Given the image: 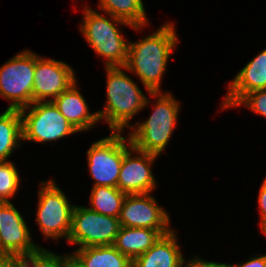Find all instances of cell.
<instances>
[{"label":"cell","mask_w":266,"mask_h":267,"mask_svg":"<svg viewBox=\"0 0 266 267\" xmlns=\"http://www.w3.org/2000/svg\"><path fill=\"white\" fill-rule=\"evenodd\" d=\"M177 36L174 23L168 22L149 36L129 42L124 70L136 74L147 93L161 92V81L168 60L178 46Z\"/></svg>","instance_id":"cell-1"},{"label":"cell","mask_w":266,"mask_h":267,"mask_svg":"<svg viewBox=\"0 0 266 267\" xmlns=\"http://www.w3.org/2000/svg\"><path fill=\"white\" fill-rule=\"evenodd\" d=\"M106 70L107 100L103 109L97 111L99 121L107 122L113 132L131 128L129 121L143 110L150 100L125 72L124 67H104Z\"/></svg>","instance_id":"cell-2"},{"label":"cell","mask_w":266,"mask_h":267,"mask_svg":"<svg viewBox=\"0 0 266 267\" xmlns=\"http://www.w3.org/2000/svg\"><path fill=\"white\" fill-rule=\"evenodd\" d=\"M83 9L84 18L79 27L87 43L95 53L105 59V67H124L130 41L124 39L118 25L129 26L137 31L142 27H134L110 14L107 18L87 6Z\"/></svg>","instance_id":"cell-3"},{"label":"cell","mask_w":266,"mask_h":267,"mask_svg":"<svg viewBox=\"0 0 266 267\" xmlns=\"http://www.w3.org/2000/svg\"><path fill=\"white\" fill-rule=\"evenodd\" d=\"M150 95L157 98L153 113L142 123L136 122L128 136L134 148L159 156L176 128L180 102L171 92H151Z\"/></svg>","instance_id":"cell-4"},{"label":"cell","mask_w":266,"mask_h":267,"mask_svg":"<svg viewBox=\"0 0 266 267\" xmlns=\"http://www.w3.org/2000/svg\"><path fill=\"white\" fill-rule=\"evenodd\" d=\"M38 192L36 222L44 238L68 240L74 205L54 180L41 182Z\"/></svg>","instance_id":"cell-5"},{"label":"cell","mask_w":266,"mask_h":267,"mask_svg":"<svg viewBox=\"0 0 266 267\" xmlns=\"http://www.w3.org/2000/svg\"><path fill=\"white\" fill-rule=\"evenodd\" d=\"M19 111L22 140L48 143L78 132L53 101L33 102Z\"/></svg>","instance_id":"cell-6"},{"label":"cell","mask_w":266,"mask_h":267,"mask_svg":"<svg viewBox=\"0 0 266 267\" xmlns=\"http://www.w3.org/2000/svg\"><path fill=\"white\" fill-rule=\"evenodd\" d=\"M36 53L25 50L0 66V96L12 101L8 109L21 110L33 103Z\"/></svg>","instance_id":"cell-7"},{"label":"cell","mask_w":266,"mask_h":267,"mask_svg":"<svg viewBox=\"0 0 266 267\" xmlns=\"http://www.w3.org/2000/svg\"><path fill=\"white\" fill-rule=\"evenodd\" d=\"M123 132L110 131V136L91 144L87 150L88 168L93 186L116 187L124 153L132 146ZM127 143V144H126Z\"/></svg>","instance_id":"cell-8"},{"label":"cell","mask_w":266,"mask_h":267,"mask_svg":"<svg viewBox=\"0 0 266 267\" xmlns=\"http://www.w3.org/2000/svg\"><path fill=\"white\" fill-rule=\"evenodd\" d=\"M120 227L118 218L97 213L89 207L75 205L67 242L79 245V248L111 246Z\"/></svg>","instance_id":"cell-9"},{"label":"cell","mask_w":266,"mask_h":267,"mask_svg":"<svg viewBox=\"0 0 266 267\" xmlns=\"http://www.w3.org/2000/svg\"><path fill=\"white\" fill-rule=\"evenodd\" d=\"M150 194L126 195L118 218L120 225L156 229L161 235L167 234L172 230L170 217Z\"/></svg>","instance_id":"cell-10"},{"label":"cell","mask_w":266,"mask_h":267,"mask_svg":"<svg viewBox=\"0 0 266 267\" xmlns=\"http://www.w3.org/2000/svg\"><path fill=\"white\" fill-rule=\"evenodd\" d=\"M76 81L74 69L66 62L36 54L33 102L53 101Z\"/></svg>","instance_id":"cell-11"},{"label":"cell","mask_w":266,"mask_h":267,"mask_svg":"<svg viewBox=\"0 0 266 267\" xmlns=\"http://www.w3.org/2000/svg\"><path fill=\"white\" fill-rule=\"evenodd\" d=\"M157 157L158 155L139 151L131 146L123 156L117 188L126 194L152 193L157 187V181L151 165Z\"/></svg>","instance_id":"cell-12"},{"label":"cell","mask_w":266,"mask_h":267,"mask_svg":"<svg viewBox=\"0 0 266 267\" xmlns=\"http://www.w3.org/2000/svg\"><path fill=\"white\" fill-rule=\"evenodd\" d=\"M12 202L0 208V261L12 255L30 254L39 246L32 241L30 229Z\"/></svg>","instance_id":"cell-13"},{"label":"cell","mask_w":266,"mask_h":267,"mask_svg":"<svg viewBox=\"0 0 266 267\" xmlns=\"http://www.w3.org/2000/svg\"><path fill=\"white\" fill-rule=\"evenodd\" d=\"M256 90H266V48L247 62L229 83L221 108L233 107L245 94Z\"/></svg>","instance_id":"cell-14"},{"label":"cell","mask_w":266,"mask_h":267,"mask_svg":"<svg viewBox=\"0 0 266 267\" xmlns=\"http://www.w3.org/2000/svg\"><path fill=\"white\" fill-rule=\"evenodd\" d=\"M53 103L78 132L89 131L100 122L98 113L89 111L86 99L77 88V82L56 97Z\"/></svg>","instance_id":"cell-15"},{"label":"cell","mask_w":266,"mask_h":267,"mask_svg":"<svg viewBox=\"0 0 266 267\" xmlns=\"http://www.w3.org/2000/svg\"><path fill=\"white\" fill-rule=\"evenodd\" d=\"M173 229L132 261V267H181L185 260Z\"/></svg>","instance_id":"cell-16"},{"label":"cell","mask_w":266,"mask_h":267,"mask_svg":"<svg viewBox=\"0 0 266 267\" xmlns=\"http://www.w3.org/2000/svg\"><path fill=\"white\" fill-rule=\"evenodd\" d=\"M156 229L121 226L113 246L133 261L160 238Z\"/></svg>","instance_id":"cell-17"},{"label":"cell","mask_w":266,"mask_h":267,"mask_svg":"<svg viewBox=\"0 0 266 267\" xmlns=\"http://www.w3.org/2000/svg\"><path fill=\"white\" fill-rule=\"evenodd\" d=\"M71 258L78 267H132V261L113 245L78 248Z\"/></svg>","instance_id":"cell-18"},{"label":"cell","mask_w":266,"mask_h":267,"mask_svg":"<svg viewBox=\"0 0 266 267\" xmlns=\"http://www.w3.org/2000/svg\"><path fill=\"white\" fill-rule=\"evenodd\" d=\"M22 141V118L17 109L0 114V161H7ZM15 148V149H14Z\"/></svg>","instance_id":"cell-19"},{"label":"cell","mask_w":266,"mask_h":267,"mask_svg":"<svg viewBox=\"0 0 266 267\" xmlns=\"http://www.w3.org/2000/svg\"><path fill=\"white\" fill-rule=\"evenodd\" d=\"M99 8L106 15L119 18L134 27L148 26L143 0H99Z\"/></svg>","instance_id":"cell-20"},{"label":"cell","mask_w":266,"mask_h":267,"mask_svg":"<svg viewBox=\"0 0 266 267\" xmlns=\"http://www.w3.org/2000/svg\"><path fill=\"white\" fill-rule=\"evenodd\" d=\"M126 195L116 187L93 186L89 208L97 213L119 218Z\"/></svg>","instance_id":"cell-21"},{"label":"cell","mask_w":266,"mask_h":267,"mask_svg":"<svg viewBox=\"0 0 266 267\" xmlns=\"http://www.w3.org/2000/svg\"><path fill=\"white\" fill-rule=\"evenodd\" d=\"M20 185L19 173L11 161H0V200L11 202Z\"/></svg>","instance_id":"cell-22"},{"label":"cell","mask_w":266,"mask_h":267,"mask_svg":"<svg viewBox=\"0 0 266 267\" xmlns=\"http://www.w3.org/2000/svg\"><path fill=\"white\" fill-rule=\"evenodd\" d=\"M247 106L253 112L266 117V90H256L245 94L233 107Z\"/></svg>","instance_id":"cell-23"},{"label":"cell","mask_w":266,"mask_h":267,"mask_svg":"<svg viewBox=\"0 0 266 267\" xmlns=\"http://www.w3.org/2000/svg\"><path fill=\"white\" fill-rule=\"evenodd\" d=\"M71 261V254L63 256L42 247L37 249V267H66Z\"/></svg>","instance_id":"cell-24"},{"label":"cell","mask_w":266,"mask_h":267,"mask_svg":"<svg viewBox=\"0 0 266 267\" xmlns=\"http://www.w3.org/2000/svg\"><path fill=\"white\" fill-rule=\"evenodd\" d=\"M4 261L10 267H37V250L30 254L12 255Z\"/></svg>","instance_id":"cell-25"},{"label":"cell","mask_w":266,"mask_h":267,"mask_svg":"<svg viewBox=\"0 0 266 267\" xmlns=\"http://www.w3.org/2000/svg\"><path fill=\"white\" fill-rule=\"evenodd\" d=\"M221 265L222 267H266V255H256L250 257L248 261L239 264L221 263Z\"/></svg>","instance_id":"cell-26"},{"label":"cell","mask_w":266,"mask_h":267,"mask_svg":"<svg viewBox=\"0 0 266 267\" xmlns=\"http://www.w3.org/2000/svg\"><path fill=\"white\" fill-rule=\"evenodd\" d=\"M260 209V228L266 223V177L264 178L258 195Z\"/></svg>","instance_id":"cell-27"},{"label":"cell","mask_w":266,"mask_h":267,"mask_svg":"<svg viewBox=\"0 0 266 267\" xmlns=\"http://www.w3.org/2000/svg\"><path fill=\"white\" fill-rule=\"evenodd\" d=\"M184 260L181 267H222L221 263L214 261H205L198 256L191 258V260Z\"/></svg>","instance_id":"cell-28"},{"label":"cell","mask_w":266,"mask_h":267,"mask_svg":"<svg viewBox=\"0 0 266 267\" xmlns=\"http://www.w3.org/2000/svg\"><path fill=\"white\" fill-rule=\"evenodd\" d=\"M0 267H10L5 261H0Z\"/></svg>","instance_id":"cell-29"},{"label":"cell","mask_w":266,"mask_h":267,"mask_svg":"<svg viewBox=\"0 0 266 267\" xmlns=\"http://www.w3.org/2000/svg\"><path fill=\"white\" fill-rule=\"evenodd\" d=\"M261 232L266 235V223L261 227Z\"/></svg>","instance_id":"cell-30"},{"label":"cell","mask_w":266,"mask_h":267,"mask_svg":"<svg viewBox=\"0 0 266 267\" xmlns=\"http://www.w3.org/2000/svg\"><path fill=\"white\" fill-rule=\"evenodd\" d=\"M66 267H78L73 261H71Z\"/></svg>","instance_id":"cell-31"},{"label":"cell","mask_w":266,"mask_h":267,"mask_svg":"<svg viewBox=\"0 0 266 267\" xmlns=\"http://www.w3.org/2000/svg\"><path fill=\"white\" fill-rule=\"evenodd\" d=\"M6 202L0 200V208L5 204Z\"/></svg>","instance_id":"cell-32"}]
</instances>
